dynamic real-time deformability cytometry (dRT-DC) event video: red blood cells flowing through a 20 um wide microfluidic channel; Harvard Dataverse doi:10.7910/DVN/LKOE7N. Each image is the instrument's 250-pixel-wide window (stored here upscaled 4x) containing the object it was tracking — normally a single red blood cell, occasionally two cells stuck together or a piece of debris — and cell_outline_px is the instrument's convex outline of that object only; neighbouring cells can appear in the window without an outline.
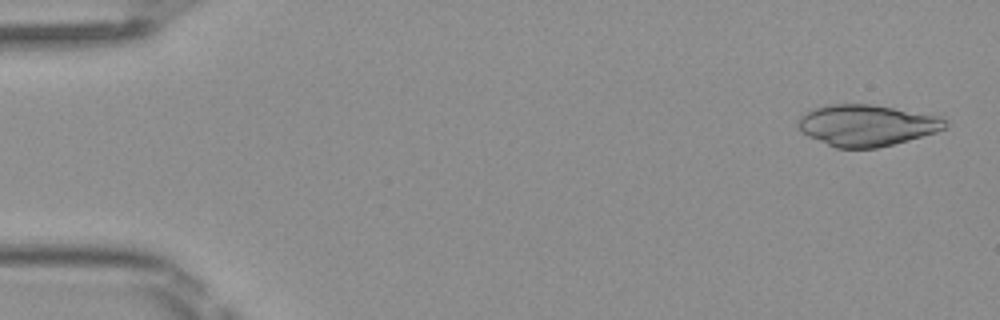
{"species": "Egyptian fruit bat (a non-hibernating species)", "species_latin": "Rousettus aegyptiacus", "temperature_condition": "room temperature", "stored_images_in_passage": 39, "camera_frame_rate_fps": 3000, "um_per_image_px": 0.085, "frame": {"image": 1, "passage_image": 2, "time_ms": 0.333, "image_size_px": [1000, 320], "cell_outline_px": [[948, 128], [936, 132], [908, 140], [876, 148], [836, 148], [808, 136], [796, 128], [796, 124], [800, 116], [816, 108], [828, 104], [872, 104], [944, 116], [948, 120]], "centroid_in_image_um": [73.72, 10.64], "position_along_channel_um": 11.3, "area_um2": 35.72}}